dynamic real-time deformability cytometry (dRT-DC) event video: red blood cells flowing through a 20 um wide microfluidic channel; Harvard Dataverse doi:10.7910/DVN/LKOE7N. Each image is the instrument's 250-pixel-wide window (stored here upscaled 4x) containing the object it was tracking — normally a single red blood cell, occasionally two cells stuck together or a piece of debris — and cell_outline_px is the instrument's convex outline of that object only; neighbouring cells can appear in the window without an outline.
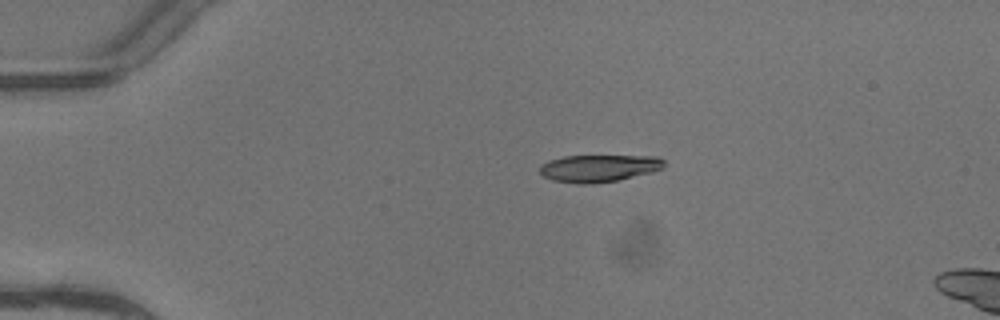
{"species": "common noctule bat (a hibernating species)", "species_latin": "Nyctalus noctula", "temperature_condition": "warm", "stored_images_in_passage": 2, "camera_frame_rate_fps": 3000, "um_per_image_px": 0.085, "animal": {"sex": "female"}, "frame": {"image": 1, "passage_image": 1, "time_ms": 0.0, "image_size_px": [1000, 320], "cell_outline_px": [[664, 168], [652, 172], [616, 180], [592, 184], [576, 184], [552, 180], [544, 176], [540, 172], [540, 164], [548, 160], [564, 156], [656, 156], [664, 160]], "centroid_in_image_um": [50.88, 14.3], "position_along_channel_um": 34.1, "area_um2": 19.77}}